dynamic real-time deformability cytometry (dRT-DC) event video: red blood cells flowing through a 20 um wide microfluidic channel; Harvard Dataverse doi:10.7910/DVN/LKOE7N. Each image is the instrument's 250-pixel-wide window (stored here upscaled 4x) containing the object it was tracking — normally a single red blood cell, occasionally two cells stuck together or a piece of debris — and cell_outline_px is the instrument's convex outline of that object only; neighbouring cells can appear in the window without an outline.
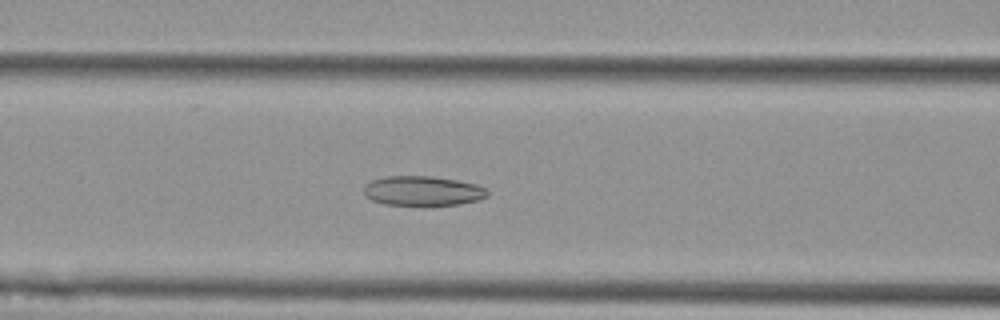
{"species": "Egyptian fruit bat (a non-hibernating species)", "species_latin": "Rousettus aegyptiacus", "temperature_condition": "cold", "stored_images_in_passage": 58, "camera_frame_rate_fps": 3000, "um_per_image_px": 0.085, "animal": {"sex": "female"}, "frame": {"image": 1, "passage_image": 24, "time_ms": 7.667, "image_size_px": [1000, 320], "cell_outline_px": [[488, 196], [480, 200], [460, 204], [424, 208], [420, 208], [384, 204], [372, 200], [364, 196], [364, 184], [372, 180], [384, 176], [432, 176], [456, 180], [476, 184], [488, 188]], "centroid_in_image_um": [35.93, 16.27], "position_along_channel_um": 130.7, "area_um2": 22.48}}
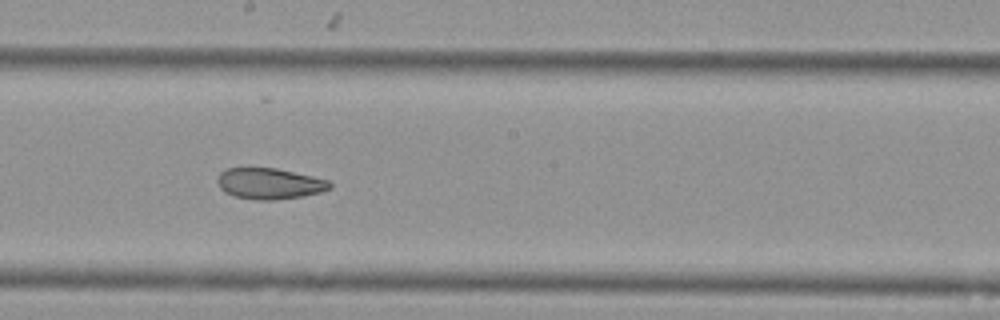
{"frame": {"image": 2, "passage_image": 32, "time_ms": 10.333, "image_size_px": [1000, 320], "cell_outline_px": [[332, 188], [320, 192], [304, 196], [272, 200], [256, 200], [236, 196], [224, 192], [220, 188], [216, 180], [220, 172], [228, 168], [276, 168], [312, 176], [328, 180], [332, 184]], "centroid_in_image_um": [22.9, 15.6], "position_along_channel_um": 225.3, "area_um2": 20.29}}
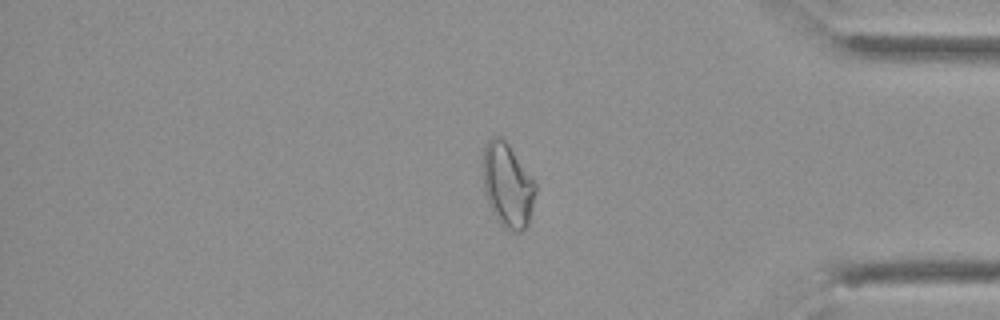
{"frame": {"image": 3, "passage_image": 48, "time_ms": 15.667, "image_size_px": [1000, 320], "cell_outline_px": [[536, 192], [528, 224], [520, 232], [512, 232], [500, 224], [496, 220], [488, 204], [484, 192], [484, 148], [488, 140], [496, 136], [504, 136], [536, 184]], "centroid_in_image_um": [43.15, 15.75], "position_along_channel_um": 392.1, "area_um2": 25.78}, "authors_computed_cell_mechanics": {"area_um2": 25.9233, "velocity_mm_per_s": 3.5694, "shape_relaxation_time_tau1_ms": null, "shape_relaxation_time_tau2_ms": 3.2271, "deformation_change_tau1": null, "deformation_change_tau2": 0.0948}}